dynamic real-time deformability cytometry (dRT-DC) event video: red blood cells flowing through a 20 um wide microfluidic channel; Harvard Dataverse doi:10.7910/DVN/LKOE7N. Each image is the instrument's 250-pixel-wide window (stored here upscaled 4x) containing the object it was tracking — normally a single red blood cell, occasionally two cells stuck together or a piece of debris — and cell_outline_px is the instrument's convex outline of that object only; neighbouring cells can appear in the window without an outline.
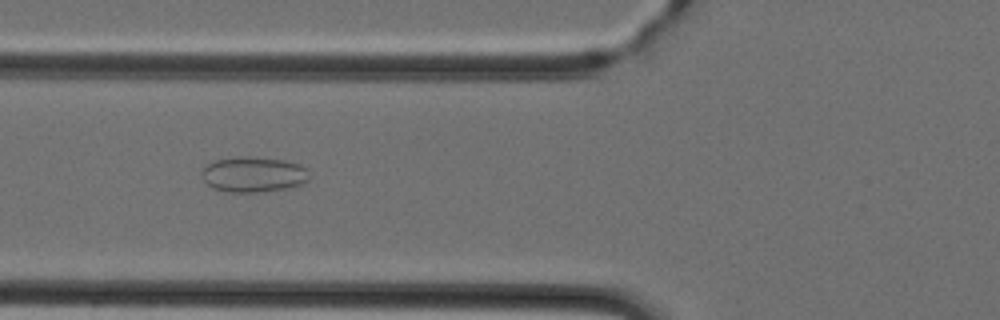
{"species": "Egyptian fruit bat (a non-hibernating species)", "species_latin": "Rousettus aegyptiacus", "temperature_condition": "cold", "stored_images_in_passage": 34, "camera_frame_rate_fps": 3000, "um_per_image_px": 0.085, "animal": {"sex": "female"}, "frame": {"image": 1, "passage_image": 5, "time_ms": 1.333, "image_size_px": [1000, 320], "cell_outline_px": [[308, 180], [300, 184], [288, 188], [260, 192], [228, 192], [212, 188], [204, 180], [200, 172], [208, 164], [216, 160], [236, 156], [248, 156], [284, 160], [300, 164], [308, 168]], "centroid_in_image_um": [21.54, 14.82], "position_along_channel_um": 104.3, "area_um2": 22.31}}
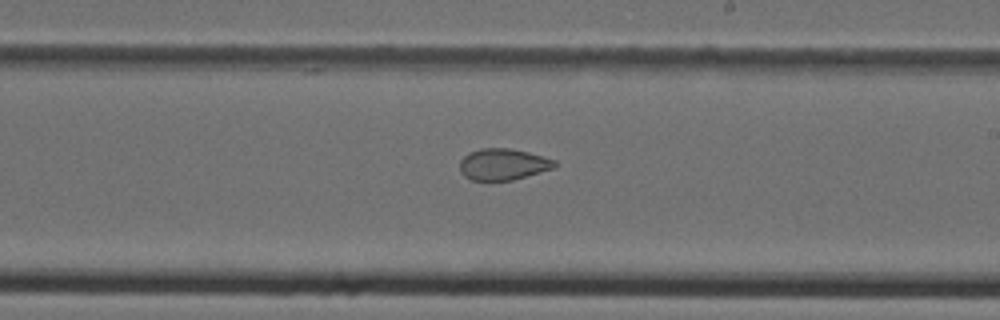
{"frame": {"image": 2, "passage_image": 15, "time_ms": 4.667, "image_size_px": [1000, 320], "cell_outline_px": [[556, 168], [512, 180], [472, 180], [464, 176], [460, 172], [460, 160], [468, 152], [480, 148], [508, 148], [528, 152], [556, 160]], "centroid_in_image_um": [42.76, 13.96], "position_along_channel_um": 246.2, "area_um2": 17.46}}
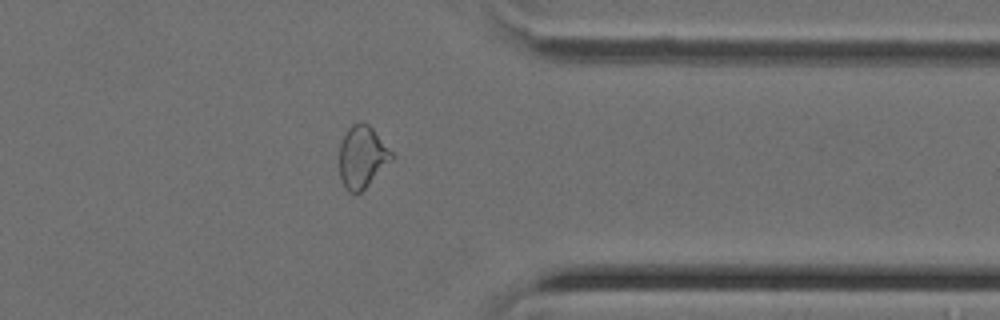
{"frame": {"image": 3, "passage_image": 25, "time_ms": 8.0, "image_size_px": [1000, 320], "cell_outline_px": [[392, 160], [360, 192], [348, 192], [344, 188], [340, 180], [340, 144], [348, 128], [352, 124], [360, 120], [368, 124], [372, 128], [392, 152]], "centroid_in_image_um": [30.76, 13.32], "position_along_channel_um": 380.6, "area_um2": 18.67}}